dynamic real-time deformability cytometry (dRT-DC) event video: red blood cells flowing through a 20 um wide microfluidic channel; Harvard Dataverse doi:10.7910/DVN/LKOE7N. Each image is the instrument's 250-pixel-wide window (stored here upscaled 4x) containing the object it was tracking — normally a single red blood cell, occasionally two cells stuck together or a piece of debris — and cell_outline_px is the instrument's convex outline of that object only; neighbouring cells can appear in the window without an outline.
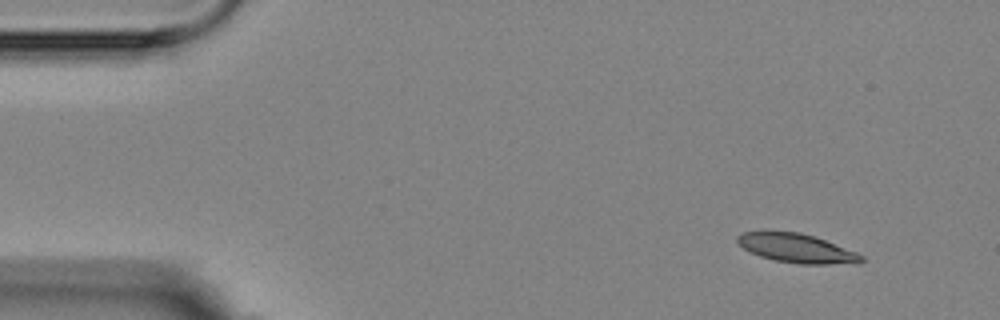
{"species": "Egyptian fruit bat (a non-hibernating species)", "species_latin": "Rousettus aegyptiacus", "temperature_condition": "room temperature", "stored_images_in_passage": 4, "camera_frame_rate_fps": 3000, "um_per_image_px": 0.085, "animal": {"sex": "female"}, "frame": {"image": 1, "passage_image": 1, "time_ms": 0.0, "image_size_px": [1000, 320], "cell_outline_px": [[864, 260], [860, 264], [800, 264], [776, 260], [760, 256], [744, 248], [736, 240], [736, 236], [740, 232], [800, 232], [816, 236], [856, 252], [864, 256]], "centroid_in_image_um": [67.78, 21.11], "position_along_channel_um": 17.2, "area_um2": 20.92}}
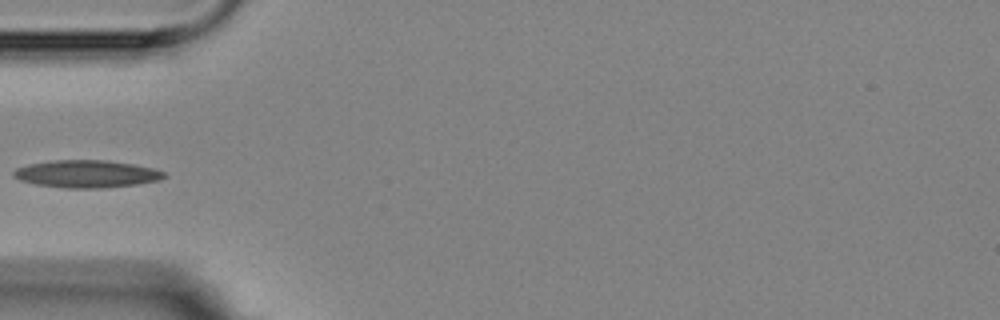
{"frame": {"image": 2, "passage_image": 4, "time_ms": 4.333, "image_size_px": [1000, 320], "cell_outline_px": [[168, 176], [160, 180], [136, 184], [104, 188], [64, 188], [36, 184], [20, 180], [12, 176], [12, 172], [16, 168], [28, 164], [52, 160], [104, 160], [132, 164], [152, 168], [164, 172]], "centroid_in_image_um": [7.34, 14.78], "position_along_channel_um": 77.7, "area_um2": 24.1}}